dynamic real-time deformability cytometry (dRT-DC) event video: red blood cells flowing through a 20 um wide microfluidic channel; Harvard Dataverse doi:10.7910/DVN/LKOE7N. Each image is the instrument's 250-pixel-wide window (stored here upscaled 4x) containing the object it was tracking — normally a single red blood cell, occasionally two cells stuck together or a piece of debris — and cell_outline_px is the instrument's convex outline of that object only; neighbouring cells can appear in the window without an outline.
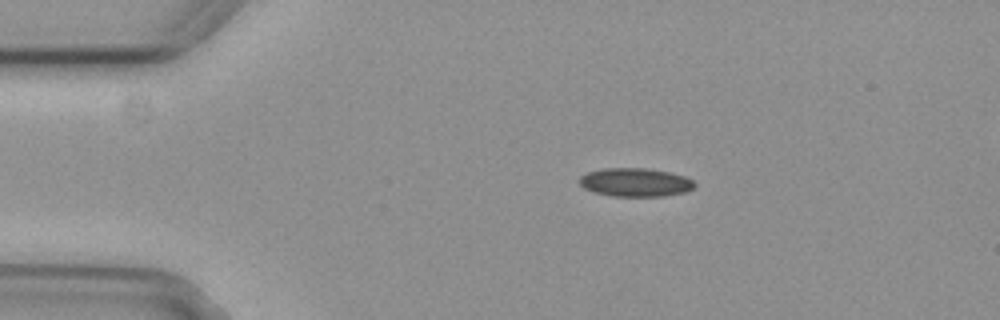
{"species": "common noctule bat (a hibernating species)", "species_latin": "Nyctalus noctula", "temperature_condition": "cold", "stored_images_in_passage": 8, "camera_frame_rate_fps": 3000, "um_per_image_px": 0.085, "animal": {"sex": "female", "body_mass_g": 29.2, "forearm_length_mm": 56.3}, "frame": {"image": 1, "passage_image": 3, "time_ms": 0.667, "image_size_px": [1000, 320], "cell_outline_px": [[696, 184], [692, 188], [684, 192], [664, 196], [612, 196], [596, 192], [584, 188], [580, 184], [580, 176], [588, 172], [604, 168], [648, 168], [668, 172], [684, 176], [692, 180]], "centroid_in_image_um": [54.0, 15.49], "position_along_channel_um": 31.0, "area_um2": 18.96}}
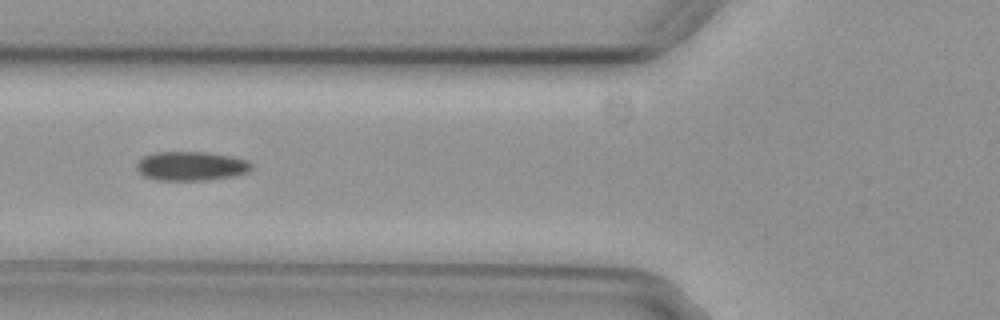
{"frame": {"image": 2, "passage_image": 6, "time_ms": 1.667, "image_size_px": [1000, 320], "cell_outline_px": [[252, 168], [248, 172], [236, 176], [208, 180], [156, 180], [144, 176], [136, 168], [136, 164], [144, 156], [156, 152], [204, 152], [232, 156], [248, 160], [252, 164]], "centroid_in_image_um": [16.28, 14.12], "position_along_channel_um": 109.5, "area_um2": 19.59}}